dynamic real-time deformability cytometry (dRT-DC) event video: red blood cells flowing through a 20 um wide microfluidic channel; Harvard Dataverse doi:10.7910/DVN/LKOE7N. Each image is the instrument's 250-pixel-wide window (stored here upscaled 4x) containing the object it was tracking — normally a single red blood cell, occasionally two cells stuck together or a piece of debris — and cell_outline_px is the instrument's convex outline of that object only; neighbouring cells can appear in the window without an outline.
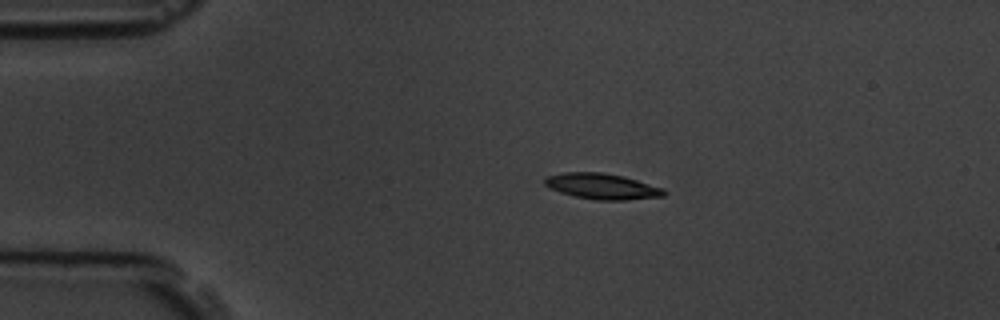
{"species": "common noctule bat (a hibernating species)", "species_latin": "Nyctalus noctula", "temperature_condition": "room temperature", "stored_images_in_passage": 2, "camera_frame_rate_fps": 3000, "um_per_image_px": 0.085, "animal": {"sex": "male", "body_mass_g": 19.5, "forearm_length_mm": 54.6}, "frame": {"image": 1, "passage_image": 1, "time_ms": 0.0, "image_size_px": [1000, 320], "cell_outline_px": [[668, 192], [664, 196], [624, 200], [596, 200], [576, 196], [560, 192], [548, 188], [544, 184], [544, 176], [564, 172], [600, 172], [624, 176], [664, 188]], "centroid_in_image_um": [51.17, 15.83], "position_along_channel_um": 33.8, "area_um2": 18.03}}